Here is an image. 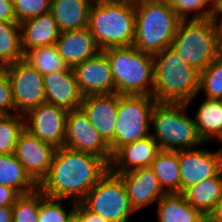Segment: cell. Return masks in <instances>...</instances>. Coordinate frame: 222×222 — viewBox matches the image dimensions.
I'll list each match as a JSON object with an SVG mask.
<instances>
[{
    "instance_id": "4316f807",
    "label": "cell",
    "mask_w": 222,
    "mask_h": 222,
    "mask_svg": "<svg viewBox=\"0 0 222 222\" xmlns=\"http://www.w3.org/2000/svg\"><path fill=\"white\" fill-rule=\"evenodd\" d=\"M0 184L13 188L20 195L31 193L38 188L14 153L0 154Z\"/></svg>"
},
{
    "instance_id": "e575fe53",
    "label": "cell",
    "mask_w": 222,
    "mask_h": 222,
    "mask_svg": "<svg viewBox=\"0 0 222 222\" xmlns=\"http://www.w3.org/2000/svg\"><path fill=\"white\" fill-rule=\"evenodd\" d=\"M18 23L50 12L51 0H12Z\"/></svg>"
},
{
    "instance_id": "7a4b0ae2",
    "label": "cell",
    "mask_w": 222,
    "mask_h": 222,
    "mask_svg": "<svg viewBox=\"0 0 222 222\" xmlns=\"http://www.w3.org/2000/svg\"><path fill=\"white\" fill-rule=\"evenodd\" d=\"M156 102L187 103L189 106L199 93L200 71L188 65L171 48L153 55Z\"/></svg>"
},
{
    "instance_id": "603a6c76",
    "label": "cell",
    "mask_w": 222,
    "mask_h": 222,
    "mask_svg": "<svg viewBox=\"0 0 222 222\" xmlns=\"http://www.w3.org/2000/svg\"><path fill=\"white\" fill-rule=\"evenodd\" d=\"M156 207L158 222H208V218L192 207L182 193H166Z\"/></svg>"
},
{
    "instance_id": "7dc6e473",
    "label": "cell",
    "mask_w": 222,
    "mask_h": 222,
    "mask_svg": "<svg viewBox=\"0 0 222 222\" xmlns=\"http://www.w3.org/2000/svg\"><path fill=\"white\" fill-rule=\"evenodd\" d=\"M219 29H220L221 46H222V24L219 26Z\"/></svg>"
},
{
    "instance_id": "4fadbf2b",
    "label": "cell",
    "mask_w": 222,
    "mask_h": 222,
    "mask_svg": "<svg viewBox=\"0 0 222 222\" xmlns=\"http://www.w3.org/2000/svg\"><path fill=\"white\" fill-rule=\"evenodd\" d=\"M181 193L189 186L216 176L222 170L219 151H210L200 146L178 150Z\"/></svg>"
},
{
    "instance_id": "ac0fdd59",
    "label": "cell",
    "mask_w": 222,
    "mask_h": 222,
    "mask_svg": "<svg viewBox=\"0 0 222 222\" xmlns=\"http://www.w3.org/2000/svg\"><path fill=\"white\" fill-rule=\"evenodd\" d=\"M46 103L66 109L80 108L82 94L79 91L74 69L43 75Z\"/></svg>"
},
{
    "instance_id": "836d02e7",
    "label": "cell",
    "mask_w": 222,
    "mask_h": 222,
    "mask_svg": "<svg viewBox=\"0 0 222 222\" xmlns=\"http://www.w3.org/2000/svg\"><path fill=\"white\" fill-rule=\"evenodd\" d=\"M13 207L12 222H37L40 208V189L20 195Z\"/></svg>"
},
{
    "instance_id": "d6a6232c",
    "label": "cell",
    "mask_w": 222,
    "mask_h": 222,
    "mask_svg": "<svg viewBox=\"0 0 222 222\" xmlns=\"http://www.w3.org/2000/svg\"><path fill=\"white\" fill-rule=\"evenodd\" d=\"M201 91H204L205 98L222 97V54L200 72L199 93H202Z\"/></svg>"
},
{
    "instance_id": "2e32d148",
    "label": "cell",
    "mask_w": 222,
    "mask_h": 222,
    "mask_svg": "<svg viewBox=\"0 0 222 222\" xmlns=\"http://www.w3.org/2000/svg\"><path fill=\"white\" fill-rule=\"evenodd\" d=\"M77 85L82 96L115 94V83L106 53L96 55L77 64L74 68Z\"/></svg>"
},
{
    "instance_id": "d6986e66",
    "label": "cell",
    "mask_w": 222,
    "mask_h": 222,
    "mask_svg": "<svg viewBox=\"0 0 222 222\" xmlns=\"http://www.w3.org/2000/svg\"><path fill=\"white\" fill-rule=\"evenodd\" d=\"M160 151L159 144L152 136L137 140L122 146L113 154L109 169L115 174H122L134 169L150 167Z\"/></svg>"
},
{
    "instance_id": "f546056e",
    "label": "cell",
    "mask_w": 222,
    "mask_h": 222,
    "mask_svg": "<svg viewBox=\"0 0 222 222\" xmlns=\"http://www.w3.org/2000/svg\"><path fill=\"white\" fill-rule=\"evenodd\" d=\"M24 129V115H0V154L14 153L18 138Z\"/></svg>"
},
{
    "instance_id": "bcb514c9",
    "label": "cell",
    "mask_w": 222,
    "mask_h": 222,
    "mask_svg": "<svg viewBox=\"0 0 222 222\" xmlns=\"http://www.w3.org/2000/svg\"><path fill=\"white\" fill-rule=\"evenodd\" d=\"M105 1H128V2H135L136 0H105Z\"/></svg>"
},
{
    "instance_id": "ee69618b",
    "label": "cell",
    "mask_w": 222,
    "mask_h": 222,
    "mask_svg": "<svg viewBox=\"0 0 222 222\" xmlns=\"http://www.w3.org/2000/svg\"><path fill=\"white\" fill-rule=\"evenodd\" d=\"M136 1H149V2H158V3H169L170 0H136Z\"/></svg>"
},
{
    "instance_id": "e0dca14e",
    "label": "cell",
    "mask_w": 222,
    "mask_h": 222,
    "mask_svg": "<svg viewBox=\"0 0 222 222\" xmlns=\"http://www.w3.org/2000/svg\"><path fill=\"white\" fill-rule=\"evenodd\" d=\"M118 175L125 185L129 203L135 212L150 206L153 202L157 203L166 194L150 167L134 169Z\"/></svg>"
},
{
    "instance_id": "c3c4849f",
    "label": "cell",
    "mask_w": 222,
    "mask_h": 222,
    "mask_svg": "<svg viewBox=\"0 0 222 222\" xmlns=\"http://www.w3.org/2000/svg\"><path fill=\"white\" fill-rule=\"evenodd\" d=\"M218 100H219V102H220V104H221V106H222V97L219 98Z\"/></svg>"
},
{
    "instance_id": "f1b7e54d",
    "label": "cell",
    "mask_w": 222,
    "mask_h": 222,
    "mask_svg": "<svg viewBox=\"0 0 222 222\" xmlns=\"http://www.w3.org/2000/svg\"><path fill=\"white\" fill-rule=\"evenodd\" d=\"M23 60L33 66L42 75L64 71L69 68L59 55L55 44L28 49L23 53Z\"/></svg>"
},
{
    "instance_id": "83f0119b",
    "label": "cell",
    "mask_w": 222,
    "mask_h": 222,
    "mask_svg": "<svg viewBox=\"0 0 222 222\" xmlns=\"http://www.w3.org/2000/svg\"><path fill=\"white\" fill-rule=\"evenodd\" d=\"M22 59L19 23L17 21H0V68Z\"/></svg>"
},
{
    "instance_id": "b9f144b4",
    "label": "cell",
    "mask_w": 222,
    "mask_h": 222,
    "mask_svg": "<svg viewBox=\"0 0 222 222\" xmlns=\"http://www.w3.org/2000/svg\"><path fill=\"white\" fill-rule=\"evenodd\" d=\"M13 207H0V222H12Z\"/></svg>"
},
{
    "instance_id": "60d3db41",
    "label": "cell",
    "mask_w": 222,
    "mask_h": 222,
    "mask_svg": "<svg viewBox=\"0 0 222 222\" xmlns=\"http://www.w3.org/2000/svg\"><path fill=\"white\" fill-rule=\"evenodd\" d=\"M208 222H222V198L218 202L214 211L208 217Z\"/></svg>"
},
{
    "instance_id": "ba28073f",
    "label": "cell",
    "mask_w": 222,
    "mask_h": 222,
    "mask_svg": "<svg viewBox=\"0 0 222 222\" xmlns=\"http://www.w3.org/2000/svg\"><path fill=\"white\" fill-rule=\"evenodd\" d=\"M80 203L110 222H128L130 215L135 213L121 177L110 169Z\"/></svg>"
},
{
    "instance_id": "cb8c5ba5",
    "label": "cell",
    "mask_w": 222,
    "mask_h": 222,
    "mask_svg": "<svg viewBox=\"0 0 222 222\" xmlns=\"http://www.w3.org/2000/svg\"><path fill=\"white\" fill-rule=\"evenodd\" d=\"M182 194L192 207L208 218L222 198V170L212 178L187 187Z\"/></svg>"
},
{
    "instance_id": "8992f818",
    "label": "cell",
    "mask_w": 222,
    "mask_h": 222,
    "mask_svg": "<svg viewBox=\"0 0 222 222\" xmlns=\"http://www.w3.org/2000/svg\"><path fill=\"white\" fill-rule=\"evenodd\" d=\"M187 103L156 102L151 114V136L161 150L177 151L206 144L199 136ZM153 131V132H152Z\"/></svg>"
},
{
    "instance_id": "f35d334b",
    "label": "cell",
    "mask_w": 222,
    "mask_h": 222,
    "mask_svg": "<svg viewBox=\"0 0 222 222\" xmlns=\"http://www.w3.org/2000/svg\"><path fill=\"white\" fill-rule=\"evenodd\" d=\"M0 21H16L12 0H0Z\"/></svg>"
},
{
    "instance_id": "9c48e42d",
    "label": "cell",
    "mask_w": 222,
    "mask_h": 222,
    "mask_svg": "<svg viewBox=\"0 0 222 222\" xmlns=\"http://www.w3.org/2000/svg\"><path fill=\"white\" fill-rule=\"evenodd\" d=\"M155 103L151 95H120L114 153L126 144L151 136V114Z\"/></svg>"
},
{
    "instance_id": "9a60e30c",
    "label": "cell",
    "mask_w": 222,
    "mask_h": 222,
    "mask_svg": "<svg viewBox=\"0 0 222 222\" xmlns=\"http://www.w3.org/2000/svg\"><path fill=\"white\" fill-rule=\"evenodd\" d=\"M120 95L100 94L87 95L82 98L80 108L86 114L93 127L109 145L114 154V137Z\"/></svg>"
},
{
    "instance_id": "ffe728a7",
    "label": "cell",
    "mask_w": 222,
    "mask_h": 222,
    "mask_svg": "<svg viewBox=\"0 0 222 222\" xmlns=\"http://www.w3.org/2000/svg\"><path fill=\"white\" fill-rule=\"evenodd\" d=\"M55 45L59 55L71 68L101 51L88 27L61 32Z\"/></svg>"
},
{
    "instance_id": "4dcf8cb0",
    "label": "cell",
    "mask_w": 222,
    "mask_h": 222,
    "mask_svg": "<svg viewBox=\"0 0 222 222\" xmlns=\"http://www.w3.org/2000/svg\"><path fill=\"white\" fill-rule=\"evenodd\" d=\"M63 200L60 198H52L45 196L40 190V208L37 222H67L71 215L75 212L76 203L71 201V208L63 205Z\"/></svg>"
},
{
    "instance_id": "7c38bea8",
    "label": "cell",
    "mask_w": 222,
    "mask_h": 222,
    "mask_svg": "<svg viewBox=\"0 0 222 222\" xmlns=\"http://www.w3.org/2000/svg\"><path fill=\"white\" fill-rule=\"evenodd\" d=\"M68 111L50 104H42L24 115L25 129L55 148L64 146Z\"/></svg>"
},
{
    "instance_id": "7bdbcfd3",
    "label": "cell",
    "mask_w": 222,
    "mask_h": 222,
    "mask_svg": "<svg viewBox=\"0 0 222 222\" xmlns=\"http://www.w3.org/2000/svg\"><path fill=\"white\" fill-rule=\"evenodd\" d=\"M67 222H82V220L75 213H73Z\"/></svg>"
},
{
    "instance_id": "f6af8a7d",
    "label": "cell",
    "mask_w": 222,
    "mask_h": 222,
    "mask_svg": "<svg viewBox=\"0 0 222 222\" xmlns=\"http://www.w3.org/2000/svg\"><path fill=\"white\" fill-rule=\"evenodd\" d=\"M218 142H220V144L222 145V137L218 140ZM218 151H219V154L222 156V147H220Z\"/></svg>"
},
{
    "instance_id": "1f68e13d",
    "label": "cell",
    "mask_w": 222,
    "mask_h": 222,
    "mask_svg": "<svg viewBox=\"0 0 222 222\" xmlns=\"http://www.w3.org/2000/svg\"><path fill=\"white\" fill-rule=\"evenodd\" d=\"M168 4L181 20L208 19L213 16L215 0H170Z\"/></svg>"
},
{
    "instance_id": "277c9868",
    "label": "cell",
    "mask_w": 222,
    "mask_h": 222,
    "mask_svg": "<svg viewBox=\"0 0 222 222\" xmlns=\"http://www.w3.org/2000/svg\"><path fill=\"white\" fill-rule=\"evenodd\" d=\"M170 47L185 63L202 72L222 54L219 26L212 18L180 20Z\"/></svg>"
},
{
    "instance_id": "52a82bcc",
    "label": "cell",
    "mask_w": 222,
    "mask_h": 222,
    "mask_svg": "<svg viewBox=\"0 0 222 222\" xmlns=\"http://www.w3.org/2000/svg\"><path fill=\"white\" fill-rule=\"evenodd\" d=\"M133 46L154 55L171 46L180 18L167 3L135 1Z\"/></svg>"
},
{
    "instance_id": "d590c367",
    "label": "cell",
    "mask_w": 222,
    "mask_h": 222,
    "mask_svg": "<svg viewBox=\"0 0 222 222\" xmlns=\"http://www.w3.org/2000/svg\"><path fill=\"white\" fill-rule=\"evenodd\" d=\"M15 113L12 87L4 68H0V115Z\"/></svg>"
},
{
    "instance_id": "7402d4cb",
    "label": "cell",
    "mask_w": 222,
    "mask_h": 222,
    "mask_svg": "<svg viewBox=\"0 0 222 222\" xmlns=\"http://www.w3.org/2000/svg\"><path fill=\"white\" fill-rule=\"evenodd\" d=\"M95 0H51L52 13L60 32L88 27L89 14Z\"/></svg>"
},
{
    "instance_id": "484cf974",
    "label": "cell",
    "mask_w": 222,
    "mask_h": 222,
    "mask_svg": "<svg viewBox=\"0 0 222 222\" xmlns=\"http://www.w3.org/2000/svg\"><path fill=\"white\" fill-rule=\"evenodd\" d=\"M165 193H181L178 150H161L150 165Z\"/></svg>"
},
{
    "instance_id": "6da1fadb",
    "label": "cell",
    "mask_w": 222,
    "mask_h": 222,
    "mask_svg": "<svg viewBox=\"0 0 222 222\" xmlns=\"http://www.w3.org/2000/svg\"><path fill=\"white\" fill-rule=\"evenodd\" d=\"M108 170L102 158L63 146L56 148L38 188L45 196L80 202Z\"/></svg>"
},
{
    "instance_id": "8fae6325",
    "label": "cell",
    "mask_w": 222,
    "mask_h": 222,
    "mask_svg": "<svg viewBox=\"0 0 222 222\" xmlns=\"http://www.w3.org/2000/svg\"><path fill=\"white\" fill-rule=\"evenodd\" d=\"M64 147L98 156L108 165L113 157L109 145L81 108L68 111Z\"/></svg>"
},
{
    "instance_id": "3957f363",
    "label": "cell",
    "mask_w": 222,
    "mask_h": 222,
    "mask_svg": "<svg viewBox=\"0 0 222 222\" xmlns=\"http://www.w3.org/2000/svg\"><path fill=\"white\" fill-rule=\"evenodd\" d=\"M135 2L95 0L88 29L100 50L132 46L135 38Z\"/></svg>"
},
{
    "instance_id": "5b68a950",
    "label": "cell",
    "mask_w": 222,
    "mask_h": 222,
    "mask_svg": "<svg viewBox=\"0 0 222 222\" xmlns=\"http://www.w3.org/2000/svg\"><path fill=\"white\" fill-rule=\"evenodd\" d=\"M110 64L119 95H153V55L138 50L133 45L103 50Z\"/></svg>"
},
{
    "instance_id": "30bf717a",
    "label": "cell",
    "mask_w": 222,
    "mask_h": 222,
    "mask_svg": "<svg viewBox=\"0 0 222 222\" xmlns=\"http://www.w3.org/2000/svg\"><path fill=\"white\" fill-rule=\"evenodd\" d=\"M10 79L15 113L25 115L46 103L43 75L26 61L19 60L4 67Z\"/></svg>"
},
{
    "instance_id": "8d00e7d4",
    "label": "cell",
    "mask_w": 222,
    "mask_h": 222,
    "mask_svg": "<svg viewBox=\"0 0 222 222\" xmlns=\"http://www.w3.org/2000/svg\"><path fill=\"white\" fill-rule=\"evenodd\" d=\"M20 194L13 188L0 184V207H12Z\"/></svg>"
},
{
    "instance_id": "5bb4252c",
    "label": "cell",
    "mask_w": 222,
    "mask_h": 222,
    "mask_svg": "<svg viewBox=\"0 0 222 222\" xmlns=\"http://www.w3.org/2000/svg\"><path fill=\"white\" fill-rule=\"evenodd\" d=\"M56 148L24 129L18 138L14 155L30 178L39 185L47 176Z\"/></svg>"
},
{
    "instance_id": "ab89813d",
    "label": "cell",
    "mask_w": 222,
    "mask_h": 222,
    "mask_svg": "<svg viewBox=\"0 0 222 222\" xmlns=\"http://www.w3.org/2000/svg\"><path fill=\"white\" fill-rule=\"evenodd\" d=\"M212 19L218 26L222 24V0H215Z\"/></svg>"
},
{
    "instance_id": "44dd1931",
    "label": "cell",
    "mask_w": 222,
    "mask_h": 222,
    "mask_svg": "<svg viewBox=\"0 0 222 222\" xmlns=\"http://www.w3.org/2000/svg\"><path fill=\"white\" fill-rule=\"evenodd\" d=\"M19 26L23 53L35 47L54 45L61 33L51 12L26 19Z\"/></svg>"
},
{
    "instance_id": "74e56055",
    "label": "cell",
    "mask_w": 222,
    "mask_h": 222,
    "mask_svg": "<svg viewBox=\"0 0 222 222\" xmlns=\"http://www.w3.org/2000/svg\"><path fill=\"white\" fill-rule=\"evenodd\" d=\"M74 213L82 220V222H110L105 220L100 215L90 212L80 202L76 203Z\"/></svg>"
},
{
    "instance_id": "d4e9b609",
    "label": "cell",
    "mask_w": 222,
    "mask_h": 222,
    "mask_svg": "<svg viewBox=\"0 0 222 222\" xmlns=\"http://www.w3.org/2000/svg\"><path fill=\"white\" fill-rule=\"evenodd\" d=\"M204 99L194 115L195 124L204 143L218 141L222 137V106L218 99Z\"/></svg>"
}]
</instances>
